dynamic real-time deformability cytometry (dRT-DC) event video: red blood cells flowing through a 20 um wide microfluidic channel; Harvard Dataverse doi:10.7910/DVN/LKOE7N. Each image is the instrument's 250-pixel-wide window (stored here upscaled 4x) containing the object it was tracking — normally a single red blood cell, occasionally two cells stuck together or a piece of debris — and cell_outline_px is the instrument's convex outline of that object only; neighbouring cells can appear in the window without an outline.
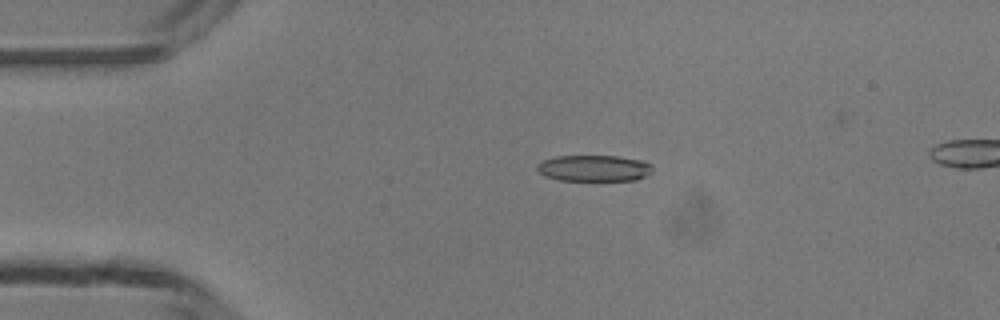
{"species": "common noctule bat (a hibernating species)", "species_latin": "Nyctalus noctula", "temperature_condition": "room temperature", "stored_images_in_passage": 49, "camera_frame_rate_fps": 3000, "um_per_image_px": 0.085, "animal": {"sex": "male", "body_mass_g": 13.3}, "frame": {"image": 1, "passage_image": 11, "time_ms": 3.333, "image_size_px": [1000, 320], "cell_outline_px": [[652, 168], [644, 176], [636, 180], [560, 180], [544, 176], [536, 168], [536, 164], [544, 160], [556, 156], [616, 156], [644, 160], [652, 164]], "centroid_in_image_um": [50.47, 14.29], "position_along_channel_um": 34.5, "area_um2": 17.57}}
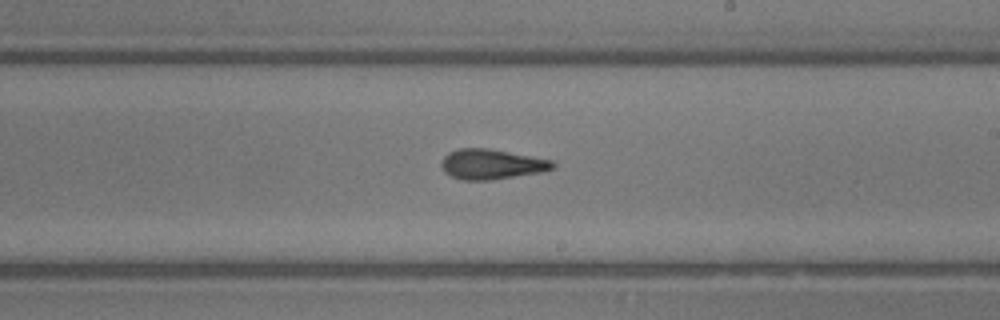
{"frame": {"image": 2, "passage_image": 29, "time_ms": 9.333, "image_size_px": [1000, 320], "cell_outline_px": [[556, 164], [552, 168], [540, 172], [492, 180], [464, 180], [452, 176], [444, 172], [440, 164], [444, 156], [448, 152], [460, 148], [488, 148], [552, 160]], "centroid_in_image_um": [41.75, 13.95], "position_along_channel_um": 247.3, "area_um2": 19.42}}
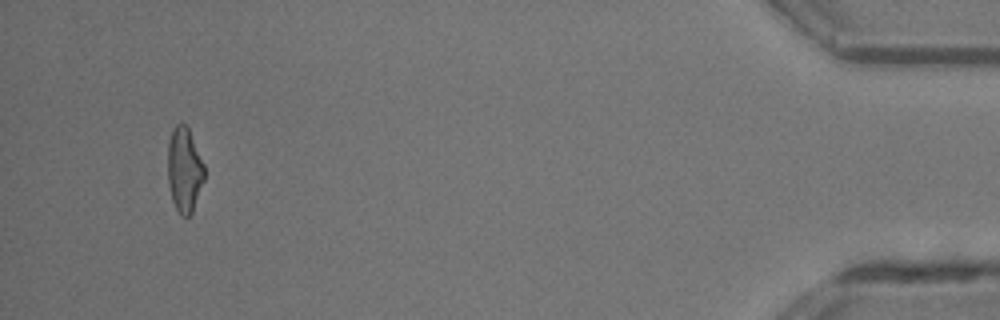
{"frame": {"image": 3, "passage_image": 47, "time_ms": 15.333, "image_size_px": [1000, 320], "cell_outline_px": [[204, 180], [192, 212], [188, 216], [180, 216], [172, 200], [168, 184], [168, 140], [176, 124], [184, 124], [188, 128], [204, 164]], "centroid_in_image_um": [15.66, 14.45], "position_along_channel_um": 419.5, "area_um2": 17.92}}